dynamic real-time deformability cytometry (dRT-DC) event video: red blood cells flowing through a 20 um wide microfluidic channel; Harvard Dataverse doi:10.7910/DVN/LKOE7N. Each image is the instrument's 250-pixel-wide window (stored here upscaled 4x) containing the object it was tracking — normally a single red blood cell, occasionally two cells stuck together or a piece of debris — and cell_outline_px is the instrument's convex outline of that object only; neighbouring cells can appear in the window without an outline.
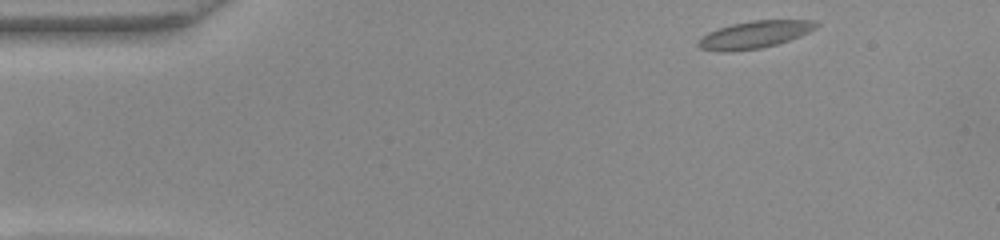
{"species": "common noctule bat (a hibernating species)", "species_latin": "Nyctalus noctula", "temperature_condition": "warm", "stored_images_in_passage": 48, "camera_frame_rate_fps": 3000, "um_per_image_px": 0.085, "animal": {"sex": "female", "body_mass_g": 22.0, "forearm_length_mm": 56.7}, "frame": {"image": 1, "passage_image": 1, "time_ms": 0.0, "image_size_px": [1000, 240], "cell_outline_px": [[820, 24], [816, 28], [800, 36], [776, 44], [760, 48], [728, 52], [720, 52], [700, 48], [696, 44], [708, 32], [732, 24], [752, 20], [816, 20]], "centroid_in_image_um": [64.16, 2.94], "position_along_channel_um": 20.8, "area_um2": 18.61}}
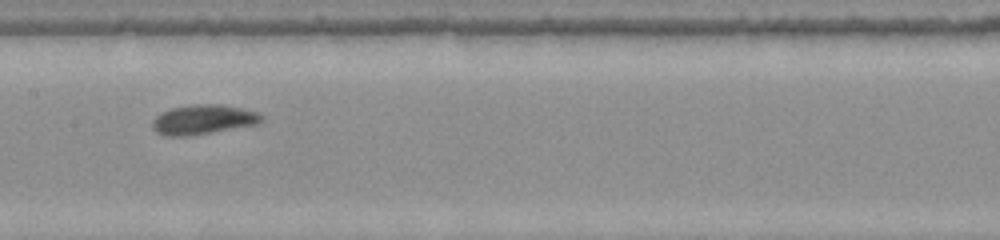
{"frame": {"image": 2, "passage_image": 21, "time_ms": 6.667, "image_size_px": [1000, 240], "cell_outline_px": [[264, 120], [256, 124], [192, 136], [164, 136], [156, 132], [152, 128], [152, 120], [160, 112], [172, 108], [192, 104], [220, 104], [240, 108], [256, 112], [264, 116]], "centroid_in_image_um": [17.23, 10.17], "position_along_channel_um": 190.2, "area_um2": 18.96}}
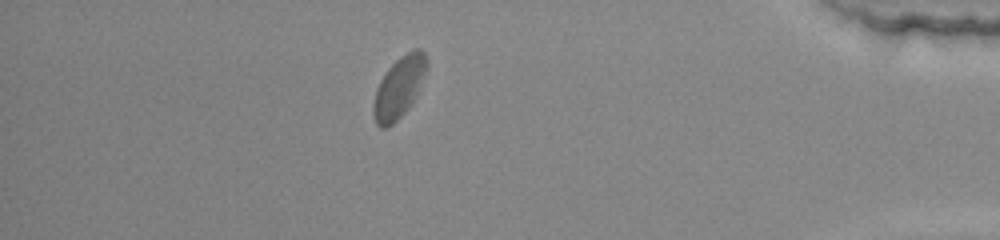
{"frame": {"image": 3, "passage_image": 41, "time_ms": 13.333, "image_size_px": [1000, 240], "cell_outline_px": [[428, 64], [416, 92], [408, 108], [392, 124], [384, 128], [380, 128], [376, 124], [372, 116], [372, 104], [376, 88], [380, 80], [388, 68], [400, 56], [412, 48], [420, 48], [424, 52], [428, 60]], "centroid_in_image_um": [33.87, 7.4], "position_along_channel_um": 401.3, "area_um2": 18.84}, "authors_computed_cell_mechanics": {"area_um2": 18.1781, "velocity_mm_per_s": 3.8143, "shape_relaxation_time_tau1_ms": 2.4771, "shape_relaxation_time_tau2_ms": null, "deformation_change_tau1": 0.0999, "deformation_change_tau2": null}}